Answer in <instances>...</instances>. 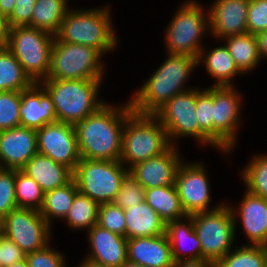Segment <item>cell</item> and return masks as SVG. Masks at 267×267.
<instances>
[{
	"label": "cell",
	"mask_w": 267,
	"mask_h": 267,
	"mask_svg": "<svg viewBox=\"0 0 267 267\" xmlns=\"http://www.w3.org/2000/svg\"><path fill=\"white\" fill-rule=\"evenodd\" d=\"M113 105L105 103L74 125L81 158L120 160L123 127L132 107L129 100Z\"/></svg>",
	"instance_id": "1"
},
{
	"label": "cell",
	"mask_w": 267,
	"mask_h": 267,
	"mask_svg": "<svg viewBox=\"0 0 267 267\" xmlns=\"http://www.w3.org/2000/svg\"><path fill=\"white\" fill-rule=\"evenodd\" d=\"M166 54L164 63L154 70L134 94L132 93L129 101L133 112L154 115L176 94L191 89L185 85L198 67L197 58Z\"/></svg>",
	"instance_id": "2"
},
{
	"label": "cell",
	"mask_w": 267,
	"mask_h": 267,
	"mask_svg": "<svg viewBox=\"0 0 267 267\" xmlns=\"http://www.w3.org/2000/svg\"><path fill=\"white\" fill-rule=\"evenodd\" d=\"M110 6L69 9L55 37L62 42L89 46L102 55L117 48L118 39L112 25Z\"/></svg>",
	"instance_id": "3"
},
{
	"label": "cell",
	"mask_w": 267,
	"mask_h": 267,
	"mask_svg": "<svg viewBox=\"0 0 267 267\" xmlns=\"http://www.w3.org/2000/svg\"><path fill=\"white\" fill-rule=\"evenodd\" d=\"M104 79H44L39 84L49 94L57 122L75 125L95 113L106 102L99 98Z\"/></svg>",
	"instance_id": "4"
},
{
	"label": "cell",
	"mask_w": 267,
	"mask_h": 267,
	"mask_svg": "<svg viewBox=\"0 0 267 267\" xmlns=\"http://www.w3.org/2000/svg\"><path fill=\"white\" fill-rule=\"evenodd\" d=\"M172 144L155 115L131 112L122 132L120 162L128 169L166 152Z\"/></svg>",
	"instance_id": "5"
},
{
	"label": "cell",
	"mask_w": 267,
	"mask_h": 267,
	"mask_svg": "<svg viewBox=\"0 0 267 267\" xmlns=\"http://www.w3.org/2000/svg\"><path fill=\"white\" fill-rule=\"evenodd\" d=\"M196 0H185L174 13L165 29V46L168 54L198 58L204 47L202 39L209 35V12Z\"/></svg>",
	"instance_id": "6"
},
{
	"label": "cell",
	"mask_w": 267,
	"mask_h": 267,
	"mask_svg": "<svg viewBox=\"0 0 267 267\" xmlns=\"http://www.w3.org/2000/svg\"><path fill=\"white\" fill-rule=\"evenodd\" d=\"M55 36L30 26L10 28L5 46L34 83L47 78Z\"/></svg>",
	"instance_id": "7"
},
{
	"label": "cell",
	"mask_w": 267,
	"mask_h": 267,
	"mask_svg": "<svg viewBox=\"0 0 267 267\" xmlns=\"http://www.w3.org/2000/svg\"><path fill=\"white\" fill-rule=\"evenodd\" d=\"M103 57L92 47L62 42L55 37L46 79H104L106 69Z\"/></svg>",
	"instance_id": "8"
},
{
	"label": "cell",
	"mask_w": 267,
	"mask_h": 267,
	"mask_svg": "<svg viewBox=\"0 0 267 267\" xmlns=\"http://www.w3.org/2000/svg\"><path fill=\"white\" fill-rule=\"evenodd\" d=\"M129 173L119 160L81 158L73 171L78 191L99 205L113 202L123 179Z\"/></svg>",
	"instance_id": "9"
},
{
	"label": "cell",
	"mask_w": 267,
	"mask_h": 267,
	"mask_svg": "<svg viewBox=\"0 0 267 267\" xmlns=\"http://www.w3.org/2000/svg\"><path fill=\"white\" fill-rule=\"evenodd\" d=\"M201 242L202 258L214 264L231 251L236 238V226L232 210L227 203L212 211L190 216Z\"/></svg>",
	"instance_id": "10"
},
{
	"label": "cell",
	"mask_w": 267,
	"mask_h": 267,
	"mask_svg": "<svg viewBox=\"0 0 267 267\" xmlns=\"http://www.w3.org/2000/svg\"><path fill=\"white\" fill-rule=\"evenodd\" d=\"M196 88L176 94L154 115L166 129L170 143L176 146L177 139L193 137L203 146L210 145L220 150L199 128L196 118Z\"/></svg>",
	"instance_id": "11"
},
{
	"label": "cell",
	"mask_w": 267,
	"mask_h": 267,
	"mask_svg": "<svg viewBox=\"0 0 267 267\" xmlns=\"http://www.w3.org/2000/svg\"><path fill=\"white\" fill-rule=\"evenodd\" d=\"M236 90V86H213L214 144L225 156L237 145L243 118V96Z\"/></svg>",
	"instance_id": "12"
},
{
	"label": "cell",
	"mask_w": 267,
	"mask_h": 267,
	"mask_svg": "<svg viewBox=\"0 0 267 267\" xmlns=\"http://www.w3.org/2000/svg\"><path fill=\"white\" fill-rule=\"evenodd\" d=\"M5 236L26 254L40 250L51 243L52 229L40 211L17 207L3 220Z\"/></svg>",
	"instance_id": "13"
},
{
	"label": "cell",
	"mask_w": 267,
	"mask_h": 267,
	"mask_svg": "<svg viewBox=\"0 0 267 267\" xmlns=\"http://www.w3.org/2000/svg\"><path fill=\"white\" fill-rule=\"evenodd\" d=\"M204 163L182 161L177 169L174 185L187 216L219 208L212 206L210 180Z\"/></svg>",
	"instance_id": "14"
},
{
	"label": "cell",
	"mask_w": 267,
	"mask_h": 267,
	"mask_svg": "<svg viewBox=\"0 0 267 267\" xmlns=\"http://www.w3.org/2000/svg\"><path fill=\"white\" fill-rule=\"evenodd\" d=\"M37 132L38 153L75 170L81 160L75 126L70 123L46 124Z\"/></svg>",
	"instance_id": "15"
},
{
	"label": "cell",
	"mask_w": 267,
	"mask_h": 267,
	"mask_svg": "<svg viewBox=\"0 0 267 267\" xmlns=\"http://www.w3.org/2000/svg\"><path fill=\"white\" fill-rule=\"evenodd\" d=\"M250 0H215L208 9L210 34L216 40L247 33Z\"/></svg>",
	"instance_id": "16"
},
{
	"label": "cell",
	"mask_w": 267,
	"mask_h": 267,
	"mask_svg": "<svg viewBox=\"0 0 267 267\" xmlns=\"http://www.w3.org/2000/svg\"><path fill=\"white\" fill-rule=\"evenodd\" d=\"M177 145L166 152L139 162L129 169L130 175L144 189L174 185L177 169L182 161Z\"/></svg>",
	"instance_id": "17"
},
{
	"label": "cell",
	"mask_w": 267,
	"mask_h": 267,
	"mask_svg": "<svg viewBox=\"0 0 267 267\" xmlns=\"http://www.w3.org/2000/svg\"><path fill=\"white\" fill-rule=\"evenodd\" d=\"M37 152L35 129L18 126L0 131V168L21 170Z\"/></svg>",
	"instance_id": "18"
},
{
	"label": "cell",
	"mask_w": 267,
	"mask_h": 267,
	"mask_svg": "<svg viewBox=\"0 0 267 267\" xmlns=\"http://www.w3.org/2000/svg\"><path fill=\"white\" fill-rule=\"evenodd\" d=\"M238 207L228 203L235 220L242 226L249 244L253 246H267V200L251 194L247 190L244 192Z\"/></svg>",
	"instance_id": "19"
},
{
	"label": "cell",
	"mask_w": 267,
	"mask_h": 267,
	"mask_svg": "<svg viewBox=\"0 0 267 267\" xmlns=\"http://www.w3.org/2000/svg\"><path fill=\"white\" fill-rule=\"evenodd\" d=\"M86 232L90 252L83 258L110 267H120L128 260L126 237L97 224Z\"/></svg>",
	"instance_id": "20"
},
{
	"label": "cell",
	"mask_w": 267,
	"mask_h": 267,
	"mask_svg": "<svg viewBox=\"0 0 267 267\" xmlns=\"http://www.w3.org/2000/svg\"><path fill=\"white\" fill-rule=\"evenodd\" d=\"M20 126L40 129L57 122L56 110L49 94L39 83L21 91Z\"/></svg>",
	"instance_id": "21"
},
{
	"label": "cell",
	"mask_w": 267,
	"mask_h": 267,
	"mask_svg": "<svg viewBox=\"0 0 267 267\" xmlns=\"http://www.w3.org/2000/svg\"><path fill=\"white\" fill-rule=\"evenodd\" d=\"M128 260L144 267H173L171 245L165 234L127 241Z\"/></svg>",
	"instance_id": "22"
},
{
	"label": "cell",
	"mask_w": 267,
	"mask_h": 267,
	"mask_svg": "<svg viewBox=\"0 0 267 267\" xmlns=\"http://www.w3.org/2000/svg\"><path fill=\"white\" fill-rule=\"evenodd\" d=\"M21 170L34 179L44 192L62 187L73 179L70 168L38 152Z\"/></svg>",
	"instance_id": "23"
},
{
	"label": "cell",
	"mask_w": 267,
	"mask_h": 267,
	"mask_svg": "<svg viewBox=\"0 0 267 267\" xmlns=\"http://www.w3.org/2000/svg\"><path fill=\"white\" fill-rule=\"evenodd\" d=\"M165 233L171 245L174 261L202 258L201 242L190 216H186L182 220L168 222Z\"/></svg>",
	"instance_id": "24"
},
{
	"label": "cell",
	"mask_w": 267,
	"mask_h": 267,
	"mask_svg": "<svg viewBox=\"0 0 267 267\" xmlns=\"http://www.w3.org/2000/svg\"><path fill=\"white\" fill-rule=\"evenodd\" d=\"M124 214L127 239L165 234L166 223L146 201L124 209Z\"/></svg>",
	"instance_id": "25"
},
{
	"label": "cell",
	"mask_w": 267,
	"mask_h": 267,
	"mask_svg": "<svg viewBox=\"0 0 267 267\" xmlns=\"http://www.w3.org/2000/svg\"><path fill=\"white\" fill-rule=\"evenodd\" d=\"M207 47H203L197 58L198 66L204 63V67L207 73L214 79H216L211 86H234L233 77L242 75L237 66L234 63L232 56L229 53L228 48L224 44L222 46L214 47L211 50H207ZM207 51V52H206Z\"/></svg>",
	"instance_id": "26"
},
{
	"label": "cell",
	"mask_w": 267,
	"mask_h": 267,
	"mask_svg": "<svg viewBox=\"0 0 267 267\" xmlns=\"http://www.w3.org/2000/svg\"><path fill=\"white\" fill-rule=\"evenodd\" d=\"M145 201L166 224L187 216L175 185L146 189Z\"/></svg>",
	"instance_id": "27"
},
{
	"label": "cell",
	"mask_w": 267,
	"mask_h": 267,
	"mask_svg": "<svg viewBox=\"0 0 267 267\" xmlns=\"http://www.w3.org/2000/svg\"><path fill=\"white\" fill-rule=\"evenodd\" d=\"M222 41L225 42L235 65L242 74L253 71L260 64L261 58L256 35L245 33L227 37Z\"/></svg>",
	"instance_id": "28"
},
{
	"label": "cell",
	"mask_w": 267,
	"mask_h": 267,
	"mask_svg": "<svg viewBox=\"0 0 267 267\" xmlns=\"http://www.w3.org/2000/svg\"><path fill=\"white\" fill-rule=\"evenodd\" d=\"M69 0H36L31 17V27L56 35L71 7Z\"/></svg>",
	"instance_id": "29"
},
{
	"label": "cell",
	"mask_w": 267,
	"mask_h": 267,
	"mask_svg": "<svg viewBox=\"0 0 267 267\" xmlns=\"http://www.w3.org/2000/svg\"><path fill=\"white\" fill-rule=\"evenodd\" d=\"M77 192L78 188L74 179L62 187L45 192L40 214L51 227L53 219H65Z\"/></svg>",
	"instance_id": "30"
},
{
	"label": "cell",
	"mask_w": 267,
	"mask_h": 267,
	"mask_svg": "<svg viewBox=\"0 0 267 267\" xmlns=\"http://www.w3.org/2000/svg\"><path fill=\"white\" fill-rule=\"evenodd\" d=\"M33 84L16 57L5 46L0 51V92L23 91Z\"/></svg>",
	"instance_id": "31"
},
{
	"label": "cell",
	"mask_w": 267,
	"mask_h": 267,
	"mask_svg": "<svg viewBox=\"0 0 267 267\" xmlns=\"http://www.w3.org/2000/svg\"><path fill=\"white\" fill-rule=\"evenodd\" d=\"M99 204L78 191L63 221L73 230H89L98 221Z\"/></svg>",
	"instance_id": "32"
},
{
	"label": "cell",
	"mask_w": 267,
	"mask_h": 267,
	"mask_svg": "<svg viewBox=\"0 0 267 267\" xmlns=\"http://www.w3.org/2000/svg\"><path fill=\"white\" fill-rule=\"evenodd\" d=\"M251 161L240 172L248 192L267 200V154L251 156Z\"/></svg>",
	"instance_id": "33"
},
{
	"label": "cell",
	"mask_w": 267,
	"mask_h": 267,
	"mask_svg": "<svg viewBox=\"0 0 267 267\" xmlns=\"http://www.w3.org/2000/svg\"><path fill=\"white\" fill-rule=\"evenodd\" d=\"M15 195L17 207L40 211L45 192L38 183L22 170H15Z\"/></svg>",
	"instance_id": "34"
},
{
	"label": "cell",
	"mask_w": 267,
	"mask_h": 267,
	"mask_svg": "<svg viewBox=\"0 0 267 267\" xmlns=\"http://www.w3.org/2000/svg\"><path fill=\"white\" fill-rule=\"evenodd\" d=\"M266 246L244 244L229 251L214 267H264Z\"/></svg>",
	"instance_id": "35"
},
{
	"label": "cell",
	"mask_w": 267,
	"mask_h": 267,
	"mask_svg": "<svg viewBox=\"0 0 267 267\" xmlns=\"http://www.w3.org/2000/svg\"><path fill=\"white\" fill-rule=\"evenodd\" d=\"M195 110L200 130L214 143L213 86L196 88Z\"/></svg>",
	"instance_id": "36"
},
{
	"label": "cell",
	"mask_w": 267,
	"mask_h": 267,
	"mask_svg": "<svg viewBox=\"0 0 267 267\" xmlns=\"http://www.w3.org/2000/svg\"><path fill=\"white\" fill-rule=\"evenodd\" d=\"M21 91L0 92V131L20 126Z\"/></svg>",
	"instance_id": "37"
},
{
	"label": "cell",
	"mask_w": 267,
	"mask_h": 267,
	"mask_svg": "<svg viewBox=\"0 0 267 267\" xmlns=\"http://www.w3.org/2000/svg\"><path fill=\"white\" fill-rule=\"evenodd\" d=\"M97 225L126 237L124 209L118 207L113 202L99 206Z\"/></svg>",
	"instance_id": "38"
},
{
	"label": "cell",
	"mask_w": 267,
	"mask_h": 267,
	"mask_svg": "<svg viewBox=\"0 0 267 267\" xmlns=\"http://www.w3.org/2000/svg\"><path fill=\"white\" fill-rule=\"evenodd\" d=\"M15 208V169L0 168V221Z\"/></svg>",
	"instance_id": "39"
},
{
	"label": "cell",
	"mask_w": 267,
	"mask_h": 267,
	"mask_svg": "<svg viewBox=\"0 0 267 267\" xmlns=\"http://www.w3.org/2000/svg\"><path fill=\"white\" fill-rule=\"evenodd\" d=\"M145 201V189L130 173L126 175L113 203L122 209Z\"/></svg>",
	"instance_id": "40"
},
{
	"label": "cell",
	"mask_w": 267,
	"mask_h": 267,
	"mask_svg": "<svg viewBox=\"0 0 267 267\" xmlns=\"http://www.w3.org/2000/svg\"><path fill=\"white\" fill-rule=\"evenodd\" d=\"M50 245L26 254V261L29 267H67L65 254L54 250Z\"/></svg>",
	"instance_id": "41"
},
{
	"label": "cell",
	"mask_w": 267,
	"mask_h": 267,
	"mask_svg": "<svg viewBox=\"0 0 267 267\" xmlns=\"http://www.w3.org/2000/svg\"><path fill=\"white\" fill-rule=\"evenodd\" d=\"M267 30V0H250L247 33L257 35Z\"/></svg>",
	"instance_id": "42"
},
{
	"label": "cell",
	"mask_w": 267,
	"mask_h": 267,
	"mask_svg": "<svg viewBox=\"0 0 267 267\" xmlns=\"http://www.w3.org/2000/svg\"><path fill=\"white\" fill-rule=\"evenodd\" d=\"M36 0H16L14 11L8 18L10 28L17 26H30Z\"/></svg>",
	"instance_id": "43"
},
{
	"label": "cell",
	"mask_w": 267,
	"mask_h": 267,
	"mask_svg": "<svg viewBox=\"0 0 267 267\" xmlns=\"http://www.w3.org/2000/svg\"><path fill=\"white\" fill-rule=\"evenodd\" d=\"M26 258V253L20 249V247L13 243L8 238L3 241V260L2 267H8L9 265L22 261Z\"/></svg>",
	"instance_id": "44"
},
{
	"label": "cell",
	"mask_w": 267,
	"mask_h": 267,
	"mask_svg": "<svg viewBox=\"0 0 267 267\" xmlns=\"http://www.w3.org/2000/svg\"><path fill=\"white\" fill-rule=\"evenodd\" d=\"M173 267H214V263L206 258L174 261Z\"/></svg>",
	"instance_id": "45"
},
{
	"label": "cell",
	"mask_w": 267,
	"mask_h": 267,
	"mask_svg": "<svg viewBox=\"0 0 267 267\" xmlns=\"http://www.w3.org/2000/svg\"><path fill=\"white\" fill-rule=\"evenodd\" d=\"M259 55L262 60L267 58V30L258 33L257 35Z\"/></svg>",
	"instance_id": "46"
},
{
	"label": "cell",
	"mask_w": 267,
	"mask_h": 267,
	"mask_svg": "<svg viewBox=\"0 0 267 267\" xmlns=\"http://www.w3.org/2000/svg\"><path fill=\"white\" fill-rule=\"evenodd\" d=\"M10 32L8 18L0 12V39L6 44Z\"/></svg>",
	"instance_id": "47"
},
{
	"label": "cell",
	"mask_w": 267,
	"mask_h": 267,
	"mask_svg": "<svg viewBox=\"0 0 267 267\" xmlns=\"http://www.w3.org/2000/svg\"><path fill=\"white\" fill-rule=\"evenodd\" d=\"M15 5L16 0H0V12L9 18L14 11Z\"/></svg>",
	"instance_id": "48"
},
{
	"label": "cell",
	"mask_w": 267,
	"mask_h": 267,
	"mask_svg": "<svg viewBox=\"0 0 267 267\" xmlns=\"http://www.w3.org/2000/svg\"><path fill=\"white\" fill-rule=\"evenodd\" d=\"M77 267H110V266L99 264L92 260H87L83 258L81 263H79Z\"/></svg>",
	"instance_id": "49"
},
{
	"label": "cell",
	"mask_w": 267,
	"mask_h": 267,
	"mask_svg": "<svg viewBox=\"0 0 267 267\" xmlns=\"http://www.w3.org/2000/svg\"><path fill=\"white\" fill-rule=\"evenodd\" d=\"M6 238L2 224L0 223V267H2L3 260V241Z\"/></svg>",
	"instance_id": "50"
},
{
	"label": "cell",
	"mask_w": 267,
	"mask_h": 267,
	"mask_svg": "<svg viewBox=\"0 0 267 267\" xmlns=\"http://www.w3.org/2000/svg\"><path fill=\"white\" fill-rule=\"evenodd\" d=\"M8 267H29V266H28L26 259H24L22 261L13 263V264L9 265Z\"/></svg>",
	"instance_id": "51"
},
{
	"label": "cell",
	"mask_w": 267,
	"mask_h": 267,
	"mask_svg": "<svg viewBox=\"0 0 267 267\" xmlns=\"http://www.w3.org/2000/svg\"><path fill=\"white\" fill-rule=\"evenodd\" d=\"M120 267H144V266L138 263H134L129 260H126Z\"/></svg>",
	"instance_id": "52"
},
{
	"label": "cell",
	"mask_w": 267,
	"mask_h": 267,
	"mask_svg": "<svg viewBox=\"0 0 267 267\" xmlns=\"http://www.w3.org/2000/svg\"><path fill=\"white\" fill-rule=\"evenodd\" d=\"M5 47V43L0 39V51Z\"/></svg>",
	"instance_id": "53"
},
{
	"label": "cell",
	"mask_w": 267,
	"mask_h": 267,
	"mask_svg": "<svg viewBox=\"0 0 267 267\" xmlns=\"http://www.w3.org/2000/svg\"><path fill=\"white\" fill-rule=\"evenodd\" d=\"M264 267H267V246H266V257H265V266Z\"/></svg>",
	"instance_id": "54"
}]
</instances>
